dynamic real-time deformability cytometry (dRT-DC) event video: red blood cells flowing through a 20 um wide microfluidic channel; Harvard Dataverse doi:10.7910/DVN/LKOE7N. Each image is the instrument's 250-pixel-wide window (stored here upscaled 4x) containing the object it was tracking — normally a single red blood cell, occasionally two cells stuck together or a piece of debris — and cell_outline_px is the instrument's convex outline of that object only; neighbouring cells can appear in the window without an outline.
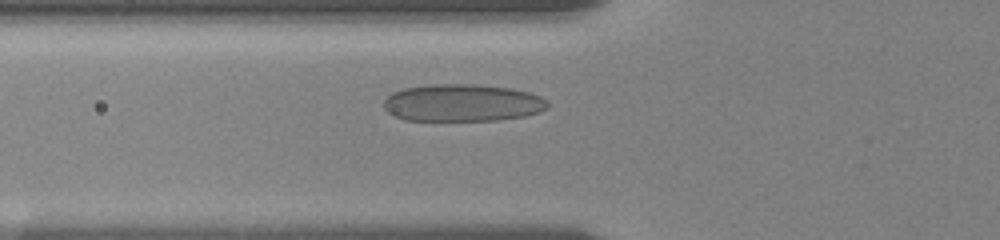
{"species": "human", "species_latin": "Homo sapiens", "temperature_condition": "room temperature", "stored_images_in_passage": 32, "camera_frame_rate_fps": 3000, "um_per_image_px": 0.085, "donor": {"sex": "female"}, "frame": {"image": 1, "passage_image": 9, "time_ms": 4.0, "image_size_px": [1000, 240], "cell_outline_px": [[548, 108], [540, 112], [524, 116], [500, 120], [404, 120], [392, 116], [384, 108], [384, 100], [392, 92], [404, 88], [432, 84], [472, 84], [512, 88], [528, 92], [540, 96], [548, 100]], "centroid_in_image_um": [39.31, 8.74], "position_along_channel_um": 86.5, "area_um2": 35.84}}
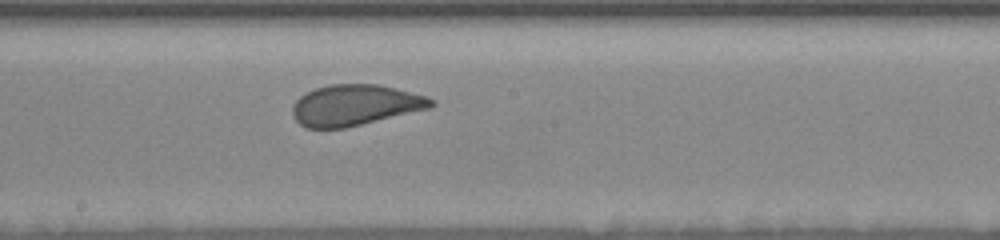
{"frame": {"image": 2, "passage_image": 16, "time_ms": 7.667, "image_size_px": [1000, 240], "cell_outline_px": [[436, 104], [432, 108], [344, 128], [308, 128], [300, 124], [296, 120], [292, 112], [292, 104], [300, 96], [316, 88], [332, 84], [380, 84], [428, 96], [436, 100]], "centroid_in_image_um": [30.23, 8.93], "position_along_channel_um": 218.0, "area_um2": 33.18}}
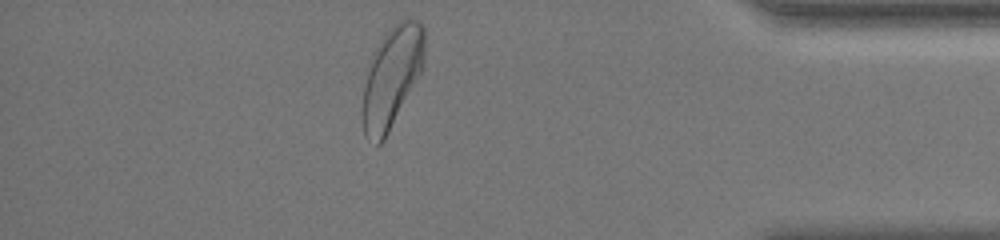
{"frame": {"image": 3, "passage_image": 27, "time_ms": 13.667, "image_size_px": [1000, 240], "cell_outline_px": [[424, 56], [420, 72], [384, 140], [380, 144], [376, 144], [364, 136], [364, 88], [372, 52], [380, 40], [404, 16], [420, 20], [424, 28]], "centroid_in_image_um": [33.32, 6.48], "position_along_channel_um": 401.9, "area_um2": 35.49}, "authors_computed_cell_mechanics": {"area_um2": 35.258, "velocity_mm_per_s": 3.5703, "shape_relaxation_time_tau1_ms": 4.8126, "shape_relaxation_time_tau2_ms": 0.7415, "deformation_change_tau1": 0.146, "deformation_change_tau2": 0.0623}}